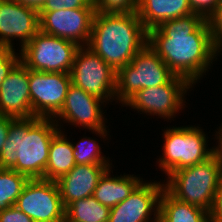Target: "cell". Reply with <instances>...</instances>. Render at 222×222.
<instances>
[{"mask_svg":"<svg viewBox=\"0 0 222 222\" xmlns=\"http://www.w3.org/2000/svg\"><path fill=\"white\" fill-rule=\"evenodd\" d=\"M148 45L177 76L193 86L217 60L207 20L193 13L167 20L148 31Z\"/></svg>","mask_w":222,"mask_h":222,"instance_id":"1","label":"cell"},{"mask_svg":"<svg viewBox=\"0 0 222 222\" xmlns=\"http://www.w3.org/2000/svg\"><path fill=\"white\" fill-rule=\"evenodd\" d=\"M59 130L53 118L11 117L0 168L15 170L28 179H44L49 147Z\"/></svg>","mask_w":222,"mask_h":222,"instance_id":"2","label":"cell"},{"mask_svg":"<svg viewBox=\"0 0 222 222\" xmlns=\"http://www.w3.org/2000/svg\"><path fill=\"white\" fill-rule=\"evenodd\" d=\"M147 43L148 31L137 12H95L87 47L113 70L129 64Z\"/></svg>","mask_w":222,"mask_h":222,"instance_id":"3","label":"cell"},{"mask_svg":"<svg viewBox=\"0 0 222 222\" xmlns=\"http://www.w3.org/2000/svg\"><path fill=\"white\" fill-rule=\"evenodd\" d=\"M222 175V164L213 154L206 161L173 171L164 188L176 199L211 211Z\"/></svg>","mask_w":222,"mask_h":222,"instance_id":"4","label":"cell"},{"mask_svg":"<svg viewBox=\"0 0 222 222\" xmlns=\"http://www.w3.org/2000/svg\"><path fill=\"white\" fill-rule=\"evenodd\" d=\"M162 131L163 155L157 162L167 177L173 171L204 162L214 154V146L208 147L207 134L199 126H173Z\"/></svg>","mask_w":222,"mask_h":222,"instance_id":"5","label":"cell"},{"mask_svg":"<svg viewBox=\"0 0 222 222\" xmlns=\"http://www.w3.org/2000/svg\"><path fill=\"white\" fill-rule=\"evenodd\" d=\"M175 74L148 43L124 67L116 71L115 102L124 104L141 89L168 83Z\"/></svg>","mask_w":222,"mask_h":222,"instance_id":"6","label":"cell"},{"mask_svg":"<svg viewBox=\"0 0 222 222\" xmlns=\"http://www.w3.org/2000/svg\"><path fill=\"white\" fill-rule=\"evenodd\" d=\"M79 47L72 41L39 30L20 50V61L32 71L70 73Z\"/></svg>","mask_w":222,"mask_h":222,"instance_id":"7","label":"cell"},{"mask_svg":"<svg viewBox=\"0 0 222 222\" xmlns=\"http://www.w3.org/2000/svg\"><path fill=\"white\" fill-rule=\"evenodd\" d=\"M193 87L187 79L175 75L166 84L141 89L121 107L129 106L140 114L156 115L169 121L185 108V96Z\"/></svg>","mask_w":222,"mask_h":222,"instance_id":"8","label":"cell"},{"mask_svg":"<svg viewBox=\"0 0 222 222\" xmlns=\"http://www.w3.org/2000/svg\"><path fill=\"white\" fill-rule=\"evenodd\" d=\"M71 83L106 104L115 101L116 71L87 46L76 51Z\"/></svg>","mask_w":222,"mask_h":222,"instance_id":"9","label":"cell"},{"mask_svg":"<svg viewBox=\"0 0 222 222\" xmlns=\"http://www.w3.org/2000/svg\"><path fill=\"white\" fill-rule=\"evenodd\" d=\"M106 102L103 100L86 93L81 88L71 84L67 90L64 104L61 110L53 117L55 123L61 130L63 123H70L75 127L82 126L92 134H97L100 138L108 139L107 131L108 126L105 116L103 115V108ZM103 105V106H102ZM103 107V108H102ZM62 123V125H61ZM107 136V137H106Z\"/></svg>","mask_w":222,"mask_h":222,"instance_id":"10","label":"cell"},{"mask_svg":"<svg viewBox=\"0 0 222 222\" xmlns=\"http://www.w3.org/2000/svg\"><path fill=\"white\" fill-rule=\"evenodd\" d=\"M15 206L34 222H65V207L54 180L29 179Z\"/></svg>","mask_w":222,"mask_h":222,"instance_id":"11","label":"cell"},{"mask_svg":"<svg viewBox=\"0 0 222 222\" xmlns=\"http://www.w3.org/2000/svg\"><path fill=\"white\" fill-rule=\"evenodd\" d=\"M71 84L70 73L29 70L33 117L53 118L61 110Z\"/></svg>","mask_w":222,"mask_h":222,"instance_id":"12","label":"cell"},{"mask_svg":"<svg viewBox=\"0 0 222 222\" xmlns=\"http://www.w3.org/2000/svg\"><path fill=\"white\" fill-rule=\"evenodd\" d=\"M95 8L61 9L39 12L40 31L87 46L90 40Z\"/></svg>","mask_w":222,"mask_h":222,"instance_id":"13","label":"cell"},{"mask_svg":"<svg viewBox=\"0 0 222 222\" xmlns=\"http://www.w3.org/2000/svg\"><path fill=\"white\" fill-rule=\"evenodd\" d=\"M39 30L38 10L15 0H0V48L16 50L12 42L16 39L20 51Z\"/></svg>","mask_w":222,"mask_h":222,"instance_id":"14","label":"cell"},{"mask_svg":"<svg viewBox=\"0 0 222 222\" xmlns=\"http://www.w3.org/2000/svg\"><path fill=\"white\" fill-rule=\"evenodd\" d=\"M162 183L142 181L129 197L111 208L108 222H159Z\"/></svg>","mask_w":222,"mask_h":222,"instance_id":"15","label":"cell"},{"mask_svg":"<svg viewBox=\"0 0 222 222\" xmlns=\"http://www.w3.org/2000/svg\"><path fill=\"white\" fill-rule=\"evenodd\" d=\"M0 115L14 118L33 117L29 69L19 61L0 86Z\"/></svg>","mask_w":222,"mask_h":222,"instance_id":"16","label":"cell"},{"mask_svg":"<svg viewBox=\"0 0 222 222\" xmlns=\"http://www.w3.org/2000/svg\"><path fill=\"white\" fill-rule=\"evenodd\" d=\"M112 164H76L68 173L56 180L63 206L93 196L102 175Z\"/></svg>","mask_w":222,"mask_h":222,"instance_id":"17","label":"cell"},{"mask_svg":"<svg viewBox=\"0 0 222 222\" xmlns=\"http://www.w3.org/2000/svg\"><path fill=\"white\" fill-rule=\"evenodd\" d=\"M193 13L188 0H139L137 8L138 17L147 31L167 20Z\"/></svg>","mask_w":222,"mask_h":222,"instance_id":"18","label":"cell"},{"mask_svg":"<svg viewBox=\"0 0 222 222\" xmlns=\"http://www.w3.org/2000/svg\"><path fill=\"white\" fill-rule=\"evenodd\" d=\"M110 167L100 178L94 190L93 197L102 205L110 208L124 201L143 181V178L134 174L111 175L113 170Z\"/></svg>","mask_w":222,"mask_h":222,"instance_id":"19","label":"cell"},{"mask_svg":"<svg viewBox=\"0 0 222 222\" xmlns=\"http://www.w3.org/2000/svg\"><path fill=\"white\" fill-rule=\"evenodd\" d=\"M76 165L72 142L63 130H59L51 141L44 179L56 181Z\"/></svg>","mask_w":222,"mask_h":222,"instance_id":"20","label":"cell"},{"mask_svg":"<svg viewBox=\"0 0 222 222\" xmlns=\"http://www.w3.org/2000/svg\"><path fill=\"white\" fill-rule=\"evenodd\" d=\"M159 222H210V214L176 199L164 188L159 202Z\"/></svg>","mask_w":222,"mask_h":222,"instance_id":"21","label":"cell"},{"mask_svg":"<svg viewBox=\"0 0 222 222\" xmlns=\"http://www.w3.org/2000/svg\"><path fill=\"white\" fill-rule=\"evenodd\" d=\"M110 210L93 196L82 198L65 208V222H108Z\"/></svg>","mask_w":222,"mask_h":222,"instance_id":"22","label":"cell"},{"mask_svg":"<svg viewBox=\"0 0 222 222\" xmlns=\"http://www.w3.org/2000/svg\"><path fill=\"white\" fill-rule=\"evenodd\" d=\"M28 180L15 170L0 168V210L15 205Z\"/></svg>","mask_w":222,"mask_h":222,"instance_id":"23","label":"cell"},{"mask_svg":"<svg viewBox=\"0 0 222 222\" xmlns=\"http://www.w3.org/2000/svg\"><path fill=\"white\" fill-rule=\"evenodd\" d=\"M80 140L77 144L72 142L76 164H112L109 156H103L100 143L95 138L84 137Z\"/></svg>","mask_w":222,"mask_h":222,"instance_id":"24","label":"cell"},{"mask_svg":"<svg viewBox=\"0 0 222 222\" xmlns=\"http://www.w3.org/2000/svg\"><path fill=\"white\" fill-rule=\"evenodd\" d=\"M139 0H93L95 12L131 13L137 12Z\"/></svg>","mask_w":222,"mask_h":222,"instance_id":"25","label":"cell"},{"mask_svg":"<svg viewBox=\"0 0 222 222\" xmlns=\"http://www.w3.org/2000/svg\"><path fill=\"white\" fill-rule=\"evenodd\" d=\"M213 50L217 54L222 48V6L207 19Z\"/></svg>","mask_w":222,"mask_h":222,"instance_id":"26","label":"cell"},{"mask_svg":"<svg viewBox=\"0 0 222 222\" xmlns=\"http://www.w3.org/2000/svg\"><path fill=\"white\" fill-rule=\"evenodd\" d=\"M95 8L93 0H46L39 12L61 9Z\"/></svg>","mask_w":222,"mask_h":222,"instance_id":"27","label":"cell"},{"mask_svg":"<svg viewBox=\"0 0 222 222\" xmlns=\"http://www.w3.org/2000/svg\"><path fill=\"white\" fill-rule=\"evenodd\" d=\"M20 51L17 52L14 49L0 48V86L14 68V66L20 61Z\"/></svg>","mask_w":222,"mask_h":222,"instance_id":"28","label":"cell"},{"mask_svg":"<svg viewBox=\"0 0 222 222\" xmlns=\"http://www.w3.org/2000/svg\"><path fill=\"white\" fill-rule=\"evenodd\" d=\"M194 13L207 19L214 11L222 6V0H188Z\"/></svg>","mask_w":222,"mask_h":222,"instance_id":"29","label":"cell"},{"mask_svg":"<svg viewBox=\"0 0 222 222\" xmlns=\"http://www.w3.org/2000/svg\"><path fill=\"white\" fill-rule=\"evenodd\" d=\"M0 222H34L32 218L19 210L15 205L0 210Z\"/></svg>","mask_w":222,"mask_h":222,"instance_id":"30","label":"cell"},{"mask_svg":"<svg viewBox=\"0 0 222 222\" xmlns=\"http://www.w3.org/2000/svg\"><path fill=\"white\" fill-rule=\"evenodd\" d=\"M210 222H222V175L217 188L212 209L209 212Z\"/></svg>","mask_w":222,"mask_h":222,"instance_id":"31","label":"cell"},{"mask_svg":"<svg viewBox=\"0 0 222 222\" xmlns=\"http://www.w3.org/2000/svg\"><path fill=\"white\" fill-rule=\"evenodd\" d=\"M11 126V116L0 115V154L3 149V145L7 140L8 130Z\"/></svg>","mask_w":222,"mask_h":222,"instance_id":"32","label":"cell"},{"mask_svg":"<svg viewBox=\"0 0 222 222\" xmlns=\"http://www.w3.org/2000/svg\"><path fill=\"white\" fill-rule=\"evenodd\" d=\"M216 135H215V138L213 139H216L217 140V144H216V147L214 145V154L217 156L218 160L221 162L222 164V130H218V131H215Z\"/></svg>","mask_w":222,"mask_h":222,"instance_id":"33","label":"cell"},{"mask_svg":"<svg viewBox=\"0 0 222 222\" xmlns=\"http://www.w3.org/2000/svg\"><path fill=\"white\" fill-rule=\"evenodd\" d=\"M17 3L22 4L23 6L31 7L36 10H40L46 0H15Z\"/></svg>","mask_w":222,"mask_h":222,"instance_id":"34","label":"cell"},{"mask_svg":"<svg viewBox=\"0 0 222 222\" xmlns=\"http://www.w3.org/2000/svg\"><path fill=\"white\" fill-rule=\"evenodd\" d=\"M222 51V48L220 49V51L216 54V57H218L219 54L222 55V53H220Z\"/></svg>","mask_w":222,"mask_h":222,"instance_id":"35","label":"cell"},{"mask_svg":"<svg viewBox=\"0 0 222 222\" xmlns=\"http://www.w3.org/2000/svg\"><path fill=\"white\" fill-rule=\"evenodd\" d=\"M219 128L217 130H222V123L220 124Z\"/></svg>","mask_w":222,"mask_h":222,"instance_id":"36","label":"cell"}]
</instances>
